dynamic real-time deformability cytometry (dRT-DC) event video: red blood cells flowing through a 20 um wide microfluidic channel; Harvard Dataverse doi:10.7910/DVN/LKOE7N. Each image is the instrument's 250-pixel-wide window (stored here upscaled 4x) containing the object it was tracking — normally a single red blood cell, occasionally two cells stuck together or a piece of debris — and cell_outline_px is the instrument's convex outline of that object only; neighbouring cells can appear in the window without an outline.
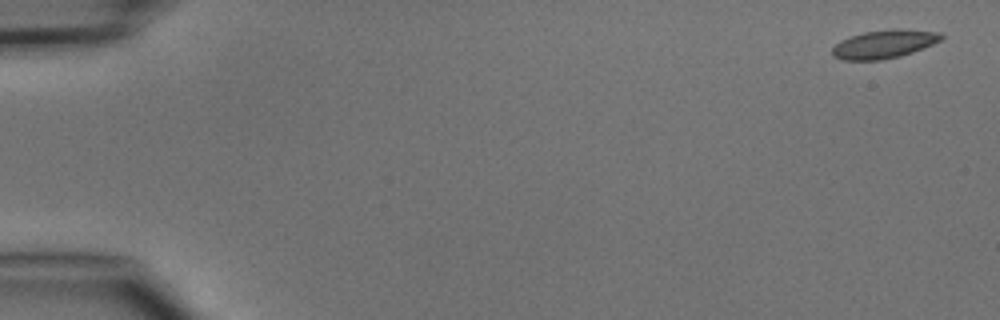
{"species": "common noctule bat (a hibernating species)", "species_latin": "Nyctalus noctula", "temperature_condition": "cold", "stored_images_in_passage": 8, "camera_frame_rate_fps": 3000, "um_per_image_px": 0.085, "animal": {"sex": "male", "body_mass_g": 15.6}, "frame": {"image": 1, "passage_image": 1, "time_ms": 0.0, "image_size_px": [1000, 320], "cell_outline_px": [[944, 36], [940, 40], [924, 48], [900, 56], [880, 60], [844, 60], [832, 56], [832, 48], [840, 40], [864, 32], [896, 28], [900, 28], [940, 32]], "centroid_in_image_um": [75.15, 3.74], "position_along_channel_um": 9.9, "area_um2": 18.03}}
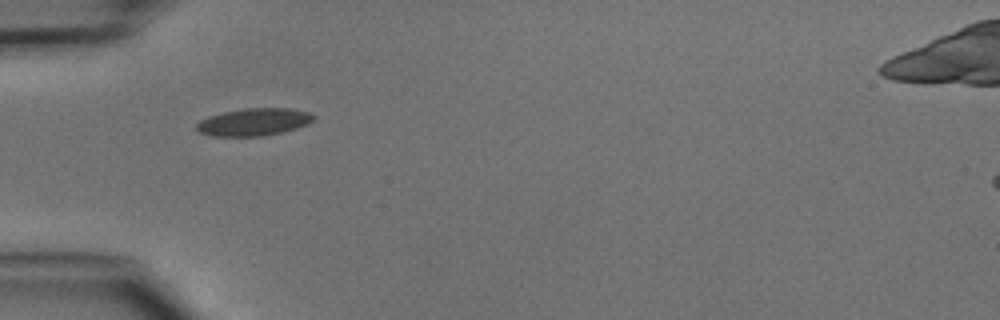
{"frame": {"image": 2, "passage_image": 5, "time_ms": 4.667, "image_size_px": [1000, 320], "cell_outline_px": [[316, 116], [308, 124], [296, 128], [280, 132], [260, 136], [212, 136], [196, 132], [196, 124], [200, 120], [208, 116], [224, 112], [244, 108], [288, 108], [308, 112]], "centroid_in_image_um": [21.53, 10.37], "position_along_channel_um": 63.5, "area_um2": 18.67}}